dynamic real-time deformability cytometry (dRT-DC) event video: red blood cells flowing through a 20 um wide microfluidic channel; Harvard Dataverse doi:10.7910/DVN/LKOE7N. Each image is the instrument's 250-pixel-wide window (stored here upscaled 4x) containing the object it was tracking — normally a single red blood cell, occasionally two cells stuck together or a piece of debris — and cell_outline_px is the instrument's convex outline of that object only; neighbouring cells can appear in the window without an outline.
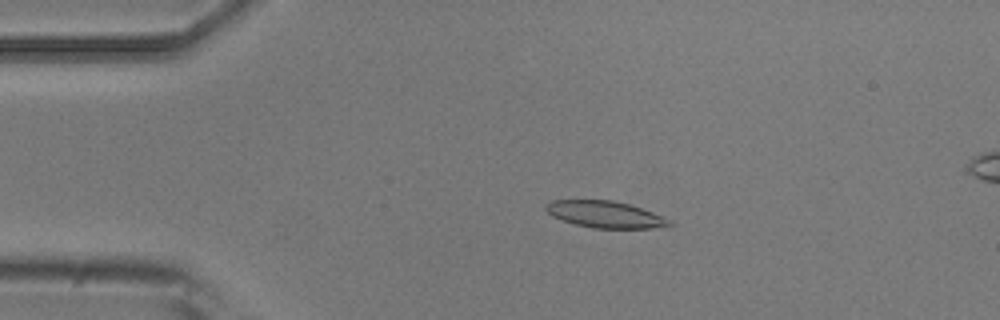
{"species": "common noctule bat (a hibernating species)", "species_latin": "Nyctalus noctula", "temperature_condition": "room temperature", "stored_images_in_passage": 52, "segment_of_instrument_passage": [1, 2], "camera_frame_rate_fps": 3000, "um_per_image_px": 0.085, "animal": {"sex": "male", "body_mass_g": 20.5, "forearm_length_mm": 52.5}, "frame": {"image": 1, "passage_image": 10, "time_ms": 3.0, "image_size_px": [1000, 320], "cell_outline_px": [[676, 224], [668, 228], [592, 228], [576, 224], [552, 216], [544, 208], [544, 204], [552, 200], [612, 200], [628, 204], [652, 212], [672, 220]], "centroid_in_image_um": [51.5, 18.23], "position_along_channel_um": 33.5, "area_um2": 19.36}}
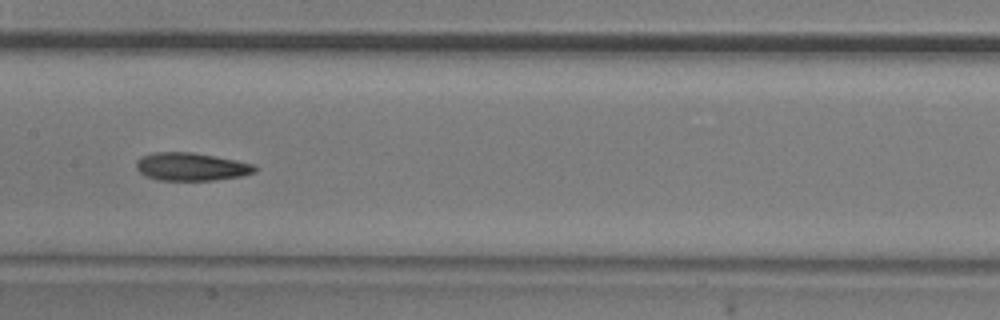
{"frame": {"image": 2, "passage_image": 25, "time_ms": 8.0, "image_size_px": [1000, 320], "cell_outline_px": [[256, 172], [240, 176], [212, 180], [156, 180], [144, 176], [136, 168], [136, 160], [140, 156], [156, 152], [192, 152], [236, 160], [256, 164]], "centroid_in_image_um": [16.22, 14.17], "position_along_channel_um": 191.2, "area_um2": 19.42}}
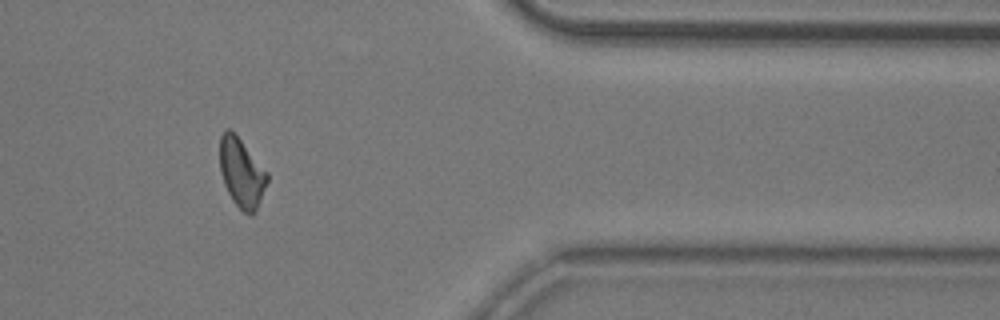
{"frame": {"image": 3, "passage_image": 42, "time_ms": 13.667, "image_size_px": [1000, 320], "cell_outline_px": [[268, 180], [256, 212], [252, 216], [248, 216], [232, 200], [224, 184], [220, 172], [220, 136], [224, 128], [228, 128], [240, 140], [268, 172]], "centroid_in_image_um": [20.53, 14.72], "position_along_channel_um": 390.9, "area_um2": 19.02}}